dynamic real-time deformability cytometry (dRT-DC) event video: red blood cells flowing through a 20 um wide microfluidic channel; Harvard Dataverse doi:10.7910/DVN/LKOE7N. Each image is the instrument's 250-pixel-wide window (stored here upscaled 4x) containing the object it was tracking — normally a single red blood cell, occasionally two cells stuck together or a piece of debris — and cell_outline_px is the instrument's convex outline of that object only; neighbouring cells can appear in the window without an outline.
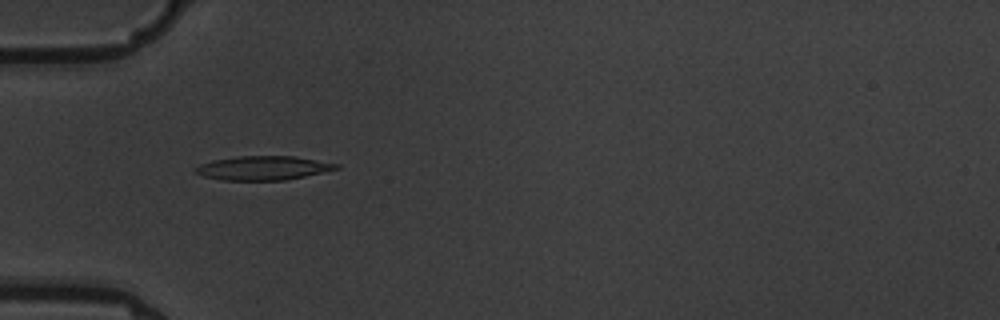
{"species": "common noctule bat (a hibernating species)", "species_latin": "Nyctalus noctula", "temperature_condition": "warm", "stored_images_in_passage": 2, "camera_frame_rate_fps": 3000, "um_per_image_px": 0.085, "animal": {"sex": "male", "body_mass_g": 19.5, "forearm_length_mm": 54.6}, "frame": {"image": 1, "passage_image": 1, "time_ms": 0.0, "image_size_px": [1000, 320], "cell_outline_px": [[340, 168], [304, 176], [284, 180], [220, 180], [204, 176], [192, 172], [192, 168], [200, 164], [212, 160], [236, 156], [292, 156], [340, 164]], "centroid_in_image_um": [22.29, 14.28], "position_along_channel_um": 62.7, "area_um2": 19.71}}
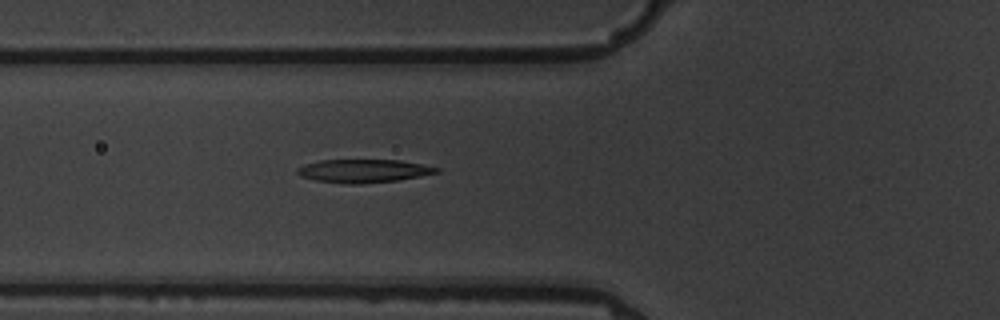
{"frame": {"image": 2, "passage_image": 2, "time_ms": 1.0, "image_size_px": [1000, 320], "cell_outline_px": [[440, 172], [420, 176], [396, 180], [360, 184], [348, 184], [316, 180], [300, 176], [296, 172], [296, 168], [304, 164], [320, 160], [400, 160], [440, 168]], "centroid_in_image_um": [30.87, 14.52], "position_along_channel_um": 94.9, "area_um2": 18.79}}